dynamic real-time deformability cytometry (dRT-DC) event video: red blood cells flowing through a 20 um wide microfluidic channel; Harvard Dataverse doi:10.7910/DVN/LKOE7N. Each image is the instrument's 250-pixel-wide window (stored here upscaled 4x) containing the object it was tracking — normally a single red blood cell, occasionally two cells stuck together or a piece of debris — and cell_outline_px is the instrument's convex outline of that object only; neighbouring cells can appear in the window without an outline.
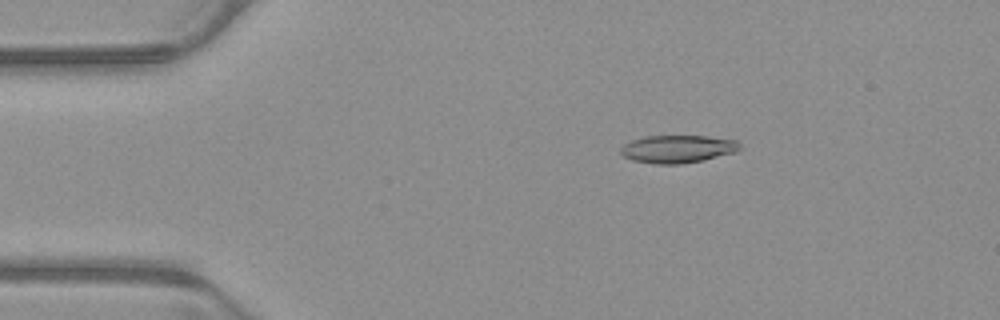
{"species": "common noctule bat (a hibernating species)", "species_latin": "Nyctalus noctula", "temperature_condition": "warm", "stored_images_in_passage": 52, "camera_frame_rate_fps": 3000, "um_per_image_px": 0.085, "animal": {"sex": "male", "body_mass_g": 23.1, "forearm_length_mm": 52.7}, "frame": {"image": 1, "passage_image": 9, "time_ms": 2.667, "image_size_px": [1000, 320], "cell_outline_px": [[740, 148], [736, 152], [704, 160], [680, 164], [656, 164], [632, 160], [624, 156], [620, 152], [620, 148], [624, 144], [632, 140], [644, 136], [708, 136], [736, 140], [740, 144]], "centroid_in_image_um": [57.6, 12.66], "position_along_channel_um": 27.4, "area_um2": 19.31}}
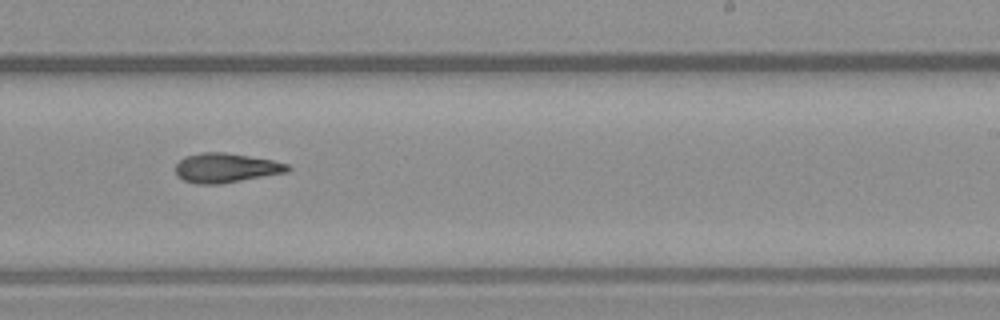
{"frame": {"image": 2, "passage_image": 32, "time_ms": 10.333, "image_size_px": [1000, 320], "cell_outline_px": [[292, 168], [288, 172], [220, 184], [196, 184], [184, 180], [176, 176], [176, 164], [184, 156], [204, 152], [224, 152], [272, 160], [288, 164]], "centroid_in_image_um": [19.19, 14.27], "position_along_channel_um": 269.8, "area_um2": 19.25}}
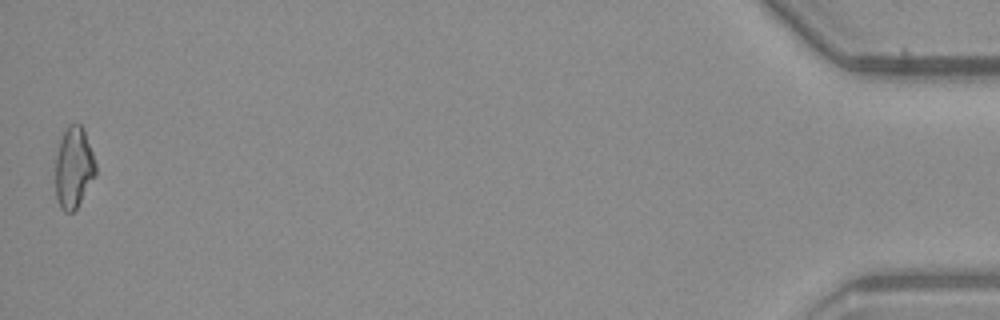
{"frame": {"image": 3, "passage_image": 52, "time_ms": 17.0, "image_size_px": [1000, 320], "cell_outline_px": [[96, 176], [76, 208], [72, 212], [64, 212], [60, 208], [56, 196], [56, 156], [60, 140], [68, 124], [80, 124], [84, 128], [96, 164]], "centroid_in_image_um": [6.27, 14.25], "position_along_channel_um": 428.9, "area_um2": 19.02}}